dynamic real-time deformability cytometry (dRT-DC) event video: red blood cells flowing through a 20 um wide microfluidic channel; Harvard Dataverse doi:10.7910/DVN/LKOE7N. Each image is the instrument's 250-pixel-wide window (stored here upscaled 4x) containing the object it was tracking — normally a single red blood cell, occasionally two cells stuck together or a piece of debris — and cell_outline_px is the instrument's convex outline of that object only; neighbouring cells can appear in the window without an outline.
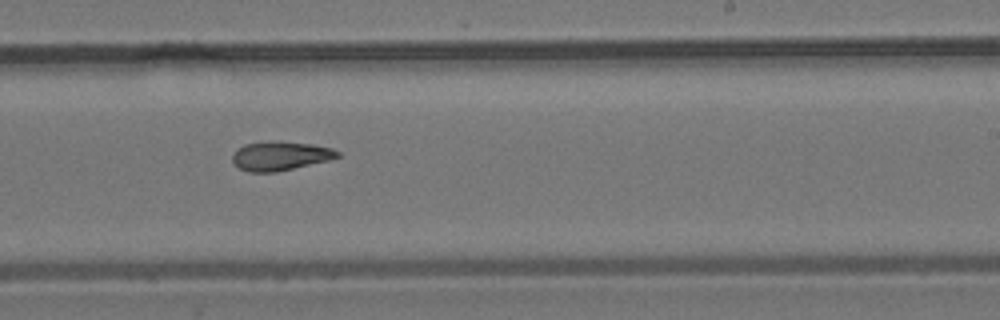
{"species": "common noctule bat (a hibernating species)", "species_latin": "Nyctalus noctula", "temperature_condition": "room temperature", "stored_images_in_passage": 8, "camera_frame_rate_fps": 3000, "um_per_image_px": 0.085, "animal": {"sex": "male", "body_mass_g": 19.2, "forearm_length_mm": 51.8}, "frame": {"image": 1, "passage_image": 7, "time_ms": 2.0, "image_size_px": [1000, 320], "cell_outline_px": [[340, 156], [328, 160], [276, 172], [248, 172], [240, 168], [232, 160], [232, 156], [236, 148], [244, 144], [272, 140], [276, 140], [312, 144], [332, 148], [340, 152]], "centroid_in_image_um": [23.8, 13.23], "position_along_channel_um": 265.2, "area_um2": 17.86}}
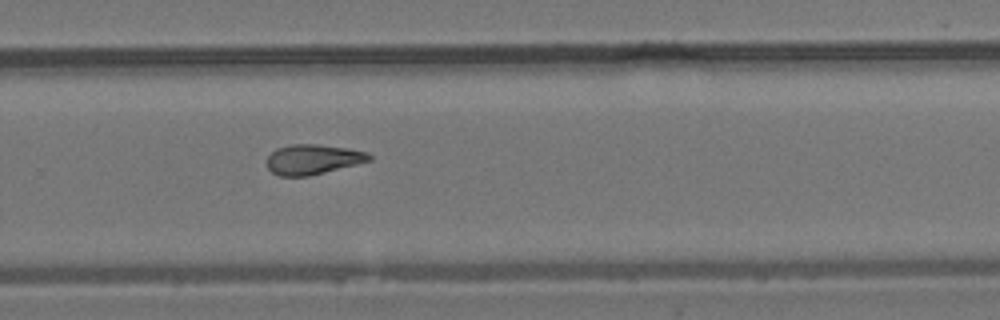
{"frame": {"image": 2, "passage_image": 8, "time_ms": 2.333, "image_size_px": [1000, 320], "cell_outline_px": [[372, 160], [308, 176], [280, 176], [272, 172], [268, 168], [268, 156], [276, 148], [292, 144], [316, 144], [348, 148], [364, 152], [372, 156]], "centroid_in_image_um": [26.58, 13.54], "position_along_channel_um": 303.2, "area_um2": 17.63}}